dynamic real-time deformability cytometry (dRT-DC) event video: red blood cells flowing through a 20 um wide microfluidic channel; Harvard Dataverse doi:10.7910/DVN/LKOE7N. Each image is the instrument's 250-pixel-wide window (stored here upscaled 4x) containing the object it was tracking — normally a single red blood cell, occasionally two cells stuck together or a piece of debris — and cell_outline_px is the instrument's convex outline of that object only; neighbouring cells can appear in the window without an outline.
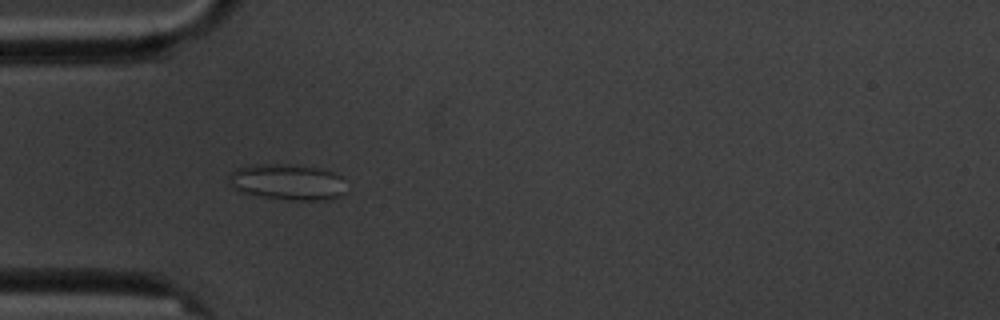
{"species": "common noctule bat (a hibernating species)", "species_latin": "Nyctalus noctula", "temperature_condition": "cold", "stored_images_in_passage": 6, "camera_frame_rate_fps": 3000, "um_per_image_px": 0.085, "animal": {"sex": "male", "body_mass_g": 20.1, "forearm_length_mm": 53.5}, "frame": {"image": 1, "passage_image": 5, "time_ms": 5.333, "image_size_px": [1000, 320], "cell_outline_px": [[344, 192], [340, 196], [320, 200], [292, 200], [264, 196], [240, 192], [228, 184], [228, 176], [236, 168], [252, 164], [296, 164], [316, 168], [332, 172], [340, 176]], "centroid_in_image_um": [24.36, 15.45], "position_along_channel_um": 60.6, "area_um2": 24.39}}
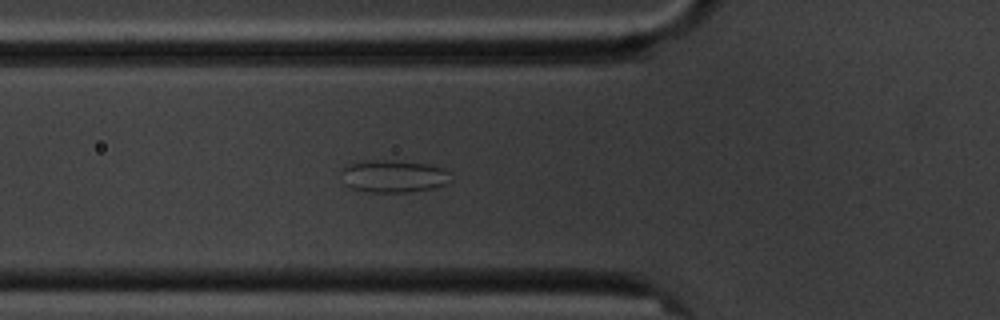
{"frame": {"image": 2, "passage_image": 6, "time_ms": 6.333, "image_size_px": [1000, 320], "cell_outline_px": [[452, 180], [444, 184], [432, 188], [408, 192], [368, 192], [348, 188], [344, 184], [340, 172], [340, 168], [344, 164], [364, 160], [384, 160], [428, 164], [444, 168], [448, 172]], "centroid_in_image_um": [33.35, 14.97], "position_along_channel_um": 92.4, "area_um2": 21.04}}